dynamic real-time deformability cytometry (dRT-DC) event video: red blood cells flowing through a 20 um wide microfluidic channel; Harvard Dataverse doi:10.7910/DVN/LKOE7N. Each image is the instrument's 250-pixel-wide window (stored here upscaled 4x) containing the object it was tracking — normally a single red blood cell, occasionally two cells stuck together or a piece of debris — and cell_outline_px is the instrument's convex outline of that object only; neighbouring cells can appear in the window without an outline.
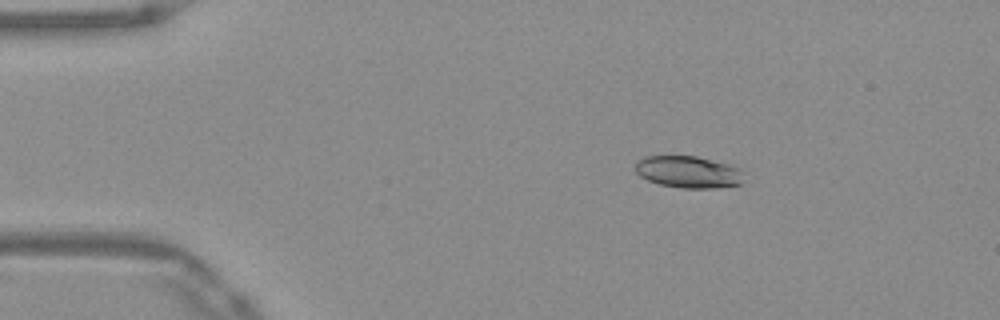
{"species": "Egyptian fruit bat (a non-hibernating species)", "species_latin": "Rousettus aegyptiacus", "temperature_condition": "warm", "stored_images_in_passage": 52, "camera_frame_rate_fps": 3000, "um_per_image_px": 0.085, "frame": {"image": 1, "passage_image": 9, "time_ms": 2.667, "image_size_px": [1000, 320], "cell_outline_px": [[744, 172], [740, 184], [716, 188], [680, 188], [660, 184], [648, 180], [640, 176], [636, 172], [636, 160], [644, 156], [696, 156], [728, 164]], "centroid_in_image_um": [58.48, 14.61], "position_along_channel_um": 26.5, "area_um2": 20.11}}
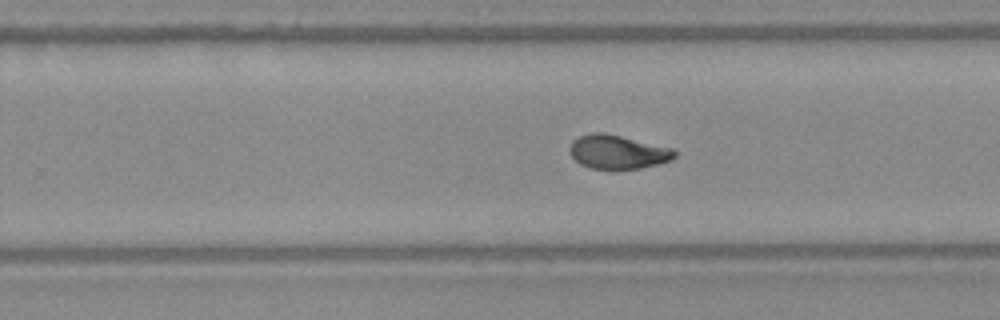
{"frame": {"image": 2, "passage_image": 33, "time_ms": 10.667, "image_size_px": [1000, 320], "cell_outline_px": [[676, 156], [672, 160], [640, 168], [612, 172], [592, 168], [580, 164], [572, 156], [568, 148], [572, 140], [580, 136], [592, 132], [604, 132], [672, 148], [676, 152]], "centroid_in_image_um": [52.48, 12.94], "position_along_channel_um": 277.3, "area_um2": 21.15}}
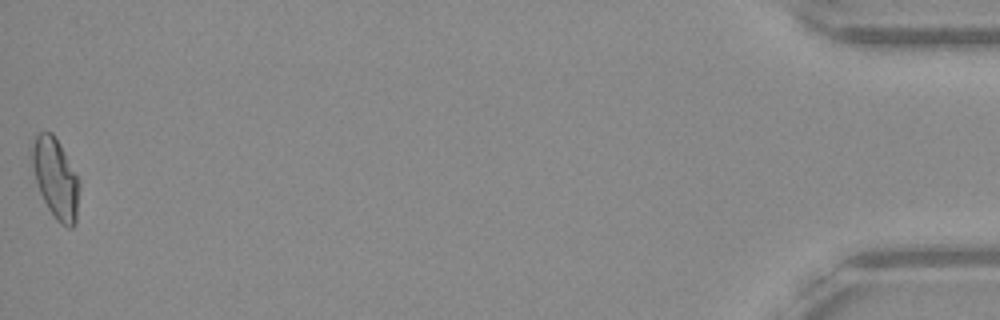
{"frame": {"image": 3, "passage_image": 52, "time_ms": 17.0, "image_size_px": [1000, 320], "cell_outline_px": [[80, 184], [76, 224], [72, 228], [68, 228], [60, 224], [56, 220], [48, 208], [40, 192], [36, 180], [32, 164], [32, 148], [36, 136], [40, 132], [52, 132], [60, 144]], "centroid_in_image_um": [4.75, 15.21], "position_along_channel_um": 430.5, "area_um2": 21.68}, "authors_computed_cell_mechanics": {"area_um2": 20.8658, "velocity_mm_per_s": 3.9444, "shape_relaxation_time_tau1_ms": 5.26, "shape_relaxation_time_tau2_ms": 2.1221, "deformation_change_tau1": 0.1708, "deformation_change_tau2": 0.0607}}